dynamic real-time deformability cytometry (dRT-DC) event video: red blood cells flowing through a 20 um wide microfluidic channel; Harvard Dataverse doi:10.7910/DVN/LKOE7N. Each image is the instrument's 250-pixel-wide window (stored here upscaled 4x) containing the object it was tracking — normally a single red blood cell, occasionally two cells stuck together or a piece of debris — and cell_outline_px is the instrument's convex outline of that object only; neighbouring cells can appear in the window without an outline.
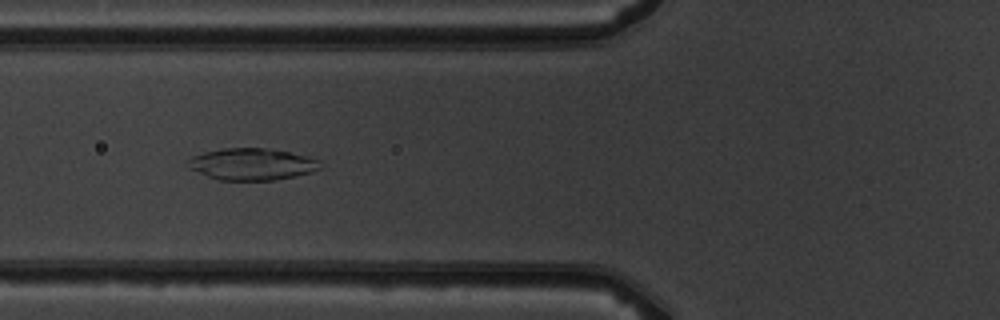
{"species": "common noctule bat (a hibernating species)", "species_latin": "Nyctalus noctula", "temperature_condition": "warm", "stored_images_in_passage": 6, "camera_frame_rate_fps": 3000, "um_per_image_px": 0.085, "animal": {"sex": "male", "body_mass_g": 19.5, "forearm_length_mm": 54.6}, "frame": {"image": 1, "passage_image": 4, "time_ms": 4.333, "image_size_px": [1000, 320], "cell_outline_px": [[324, 168], [312, 172], [296, 176], [276, 180], [220, 180], [208, 176], [188, 168], [188, 160], [192, 156], [204, 152], [224, 148], [268, 148], [308, 156], [320, 160]], "centroid_in_image_um": [21.47, 13.95], "position_along_channel_um": 104.3, "area_um2": 24.68}}
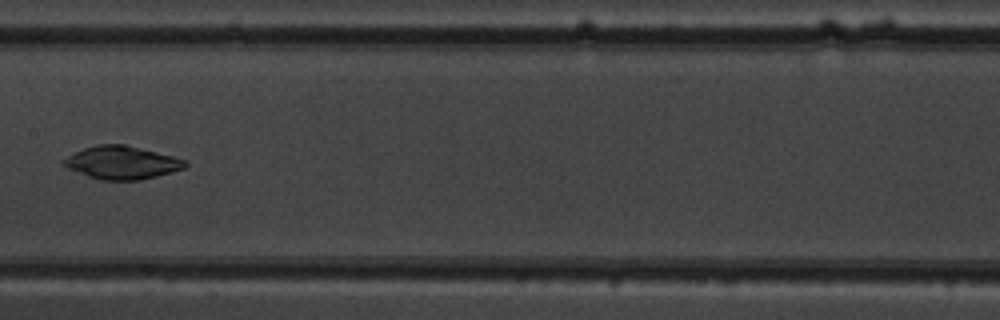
{"frame": {"image": 2, "passage_image": 6, "time_ms": 6.667, "image_size_px": [1000, 320], "cell_outline_px": [[188, 164], [184, 168], [172, 172], [140, 180], [100, 180], [88, 176], [68, 168], [60, 164], [60, 160], [84, 148], [100, 144], [124, 144], [188, 160]], "centroid_in_image_um": [10.35, 13.82], "position_along_channel_um": 197.1, "area_um2": 23.29}}